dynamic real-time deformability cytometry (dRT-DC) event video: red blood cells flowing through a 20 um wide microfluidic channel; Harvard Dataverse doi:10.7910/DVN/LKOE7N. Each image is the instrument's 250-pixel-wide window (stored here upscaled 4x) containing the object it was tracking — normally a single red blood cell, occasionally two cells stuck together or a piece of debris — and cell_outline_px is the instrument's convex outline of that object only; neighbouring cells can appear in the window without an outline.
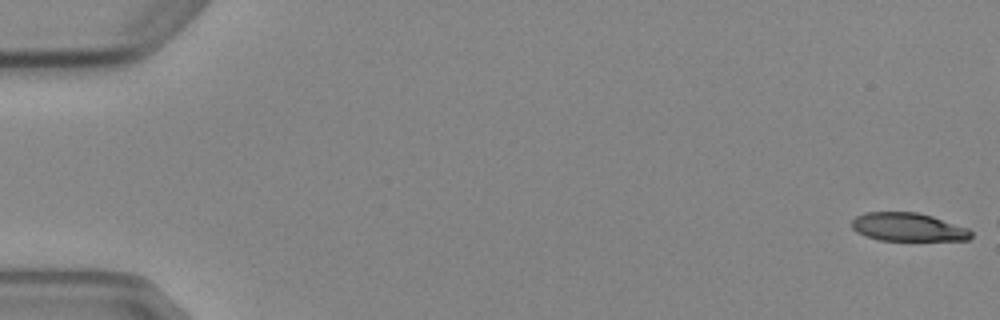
{"species": "Egyptian fruit bat (a non-hibernating species)", "species_latin": "Rousettus aegyptiacus", "temperature_condition": "cold", "stored_images_in_passage": 3, "camera_frame_rate_fps": 3000, "um_per_image_px": 0.085, "animal": {"sex": "female"}, "frame": {"image": 1, "passage_image": 1, "time_ms": 0.0, "image_size_px": [1000, 320], "cell_outline_px": [[972, 236], [968, 240], [880, 240], [864, 236], [856, 232], [852, 228], [852, 220], [856, 216], [864, 212], [916, 212], [932, 216], [968, 228], [972, 232]], "centroid_in_image_um": [77.16, 19.3], "position_along_channel_um": 7.8, "area_um2": 19.71}}